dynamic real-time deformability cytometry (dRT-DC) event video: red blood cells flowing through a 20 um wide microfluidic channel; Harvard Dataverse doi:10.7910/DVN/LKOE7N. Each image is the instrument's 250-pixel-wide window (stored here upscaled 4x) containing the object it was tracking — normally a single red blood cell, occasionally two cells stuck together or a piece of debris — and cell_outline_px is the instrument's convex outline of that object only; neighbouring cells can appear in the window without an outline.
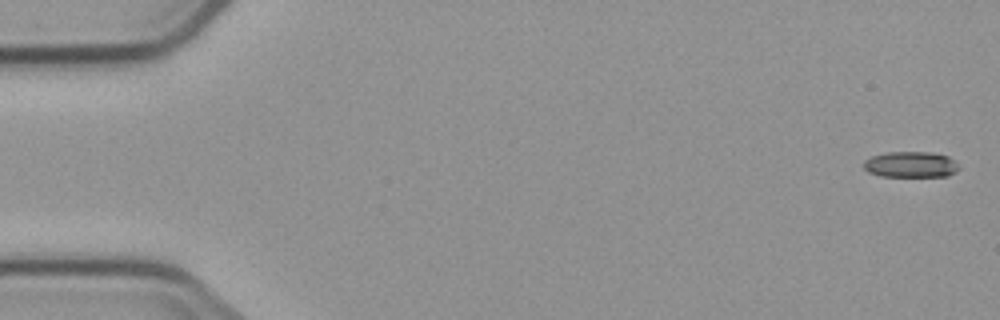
{"species": "common noctule bat (a hibernating species)", "species_latin": "Nyctalus noctula", "temperature_condition": "cold", "stored_images_in_passage": 5, "segment_of_instrument_passage": [1, 2], "camera_frame_rate_fps": 3000, "um_per_image_px": 0.085, "animal": {"sex": "male", "body_mass_g": 23.1, "forearm_length_mm": 52.7}, "frame": {"image": 1, "passage_image": 1, "time_ms": 0.0, "image_size_px": [1000, 320], "cell_outline_px": [[960, 168], [956, 172], [948, 176], [880, 176], [868, 172], [864, 168], [864, 160], [872, 156], [888, 152], [932, 152], [948, 156]], "centroid_in_image_um": [77.41, 13.98], "position_along_channel_um": 7.6, "area_um2": 14.33}}
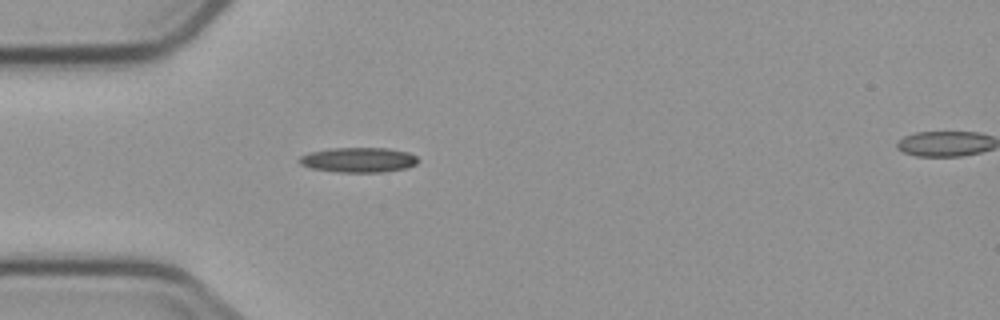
{"frame": {"image": 2, "passage_image": 4, "time_ms": 5.0, "image_size_px": [1000, 320], "cell_outline_px": [[420, 160], [416, 164], [408, 168], [384, 172], [336, 172], [308, 168], [300, 164], [296, 160], [300, 156], [308, 152], [328, 148], [388, 148], [408, 152], [416, 156]], "centroid_in_image_um": [30.44, 13.59], "position_along_channel_um": 54.6, "area_um2": 17.63}}